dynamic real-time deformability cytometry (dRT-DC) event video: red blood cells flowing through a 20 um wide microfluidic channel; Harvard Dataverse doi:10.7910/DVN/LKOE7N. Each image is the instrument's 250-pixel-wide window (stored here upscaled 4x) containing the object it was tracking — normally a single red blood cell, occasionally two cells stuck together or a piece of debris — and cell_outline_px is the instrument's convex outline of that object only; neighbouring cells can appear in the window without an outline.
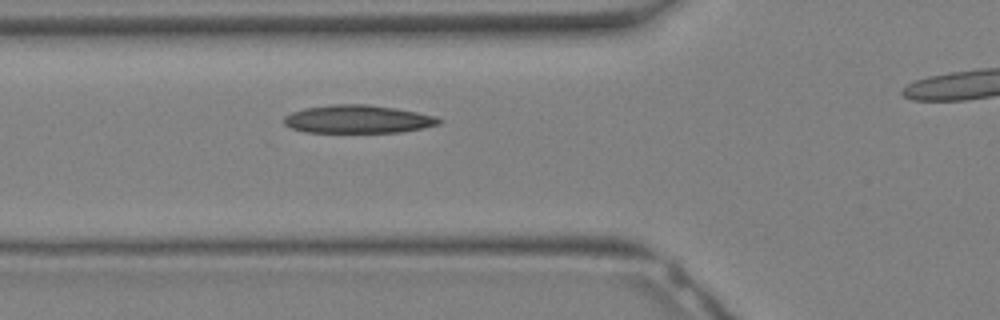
{"species": "Egyptian fruit bat (a non-hibernating species)", "species_latin": "Rousettus aegyptiacus", "temperature_condition": "warm", "stored_images_in_passage": 6, "camera_frame_rate_fps": 3000, "um_per_image_px": 0.085, "animal": {"sex": "female"}, "frame": {"image": 1, "passage_image": 2, "time_ms": 0.333, "image_size_px": [1000, 320], "cell_outline_px": [[444, 120], [440, 124], [424, 128], [400, 132], [304, 132], [292, 128], [284, 124], [284, 116], [292, 112], [304, 108], [332, 104], [368, 104], [396, 108], [436, 116]], "centroid_in_image_um": [30.44, 10.13], "position_along_channel_um": 95.4, "area_um2": 25.49}}
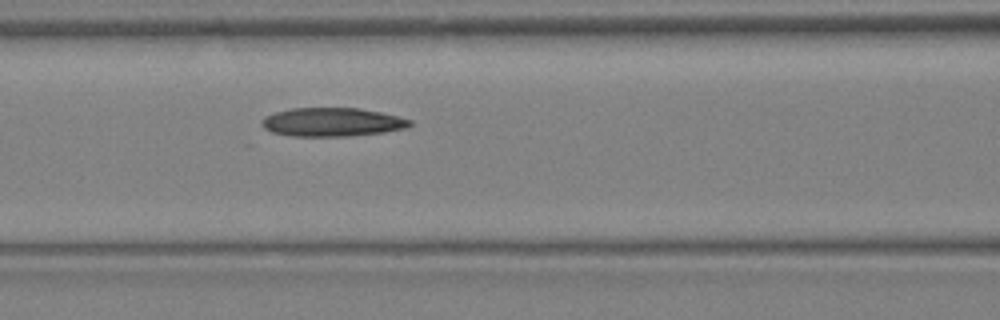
{"frame": {"image": 2, "passage_image": 4, "time_ms": 1.0, "image_size_px": [1000, 320], "cell_outline_px": [[412, 124], [408, 128], [384, 132], [348, 136], [292, 136], [272, 132], [264, 128], [260, 124], [260, 120], [264, 116], [276, 112], [292, 108], [360, 108], [380, 112], [412, 120]], "centroid_in_image_um": [28.22, 10.38], "position_along_channel_um": 138.4, "area_um2": 24.8}}
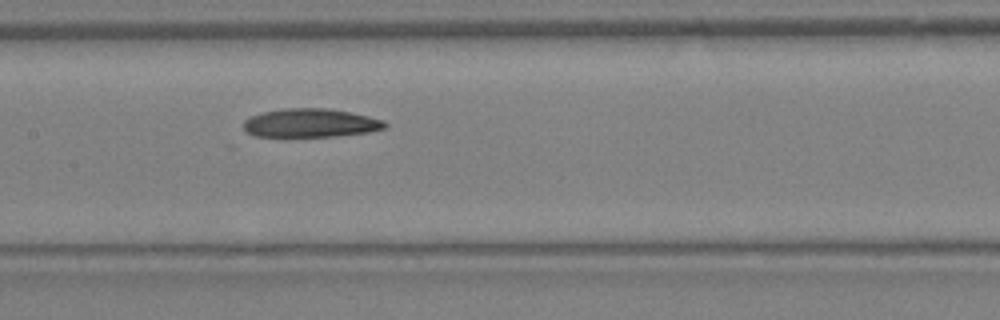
{"frame": {"image": 3, "passage_image": 6, "time_ms": 1.667, "image_size_px": [1000, 320], "cell_outline_px": [[388, 124], [384, 128], [368, 132], [336, 136], [256, 136], [248, 132], [244, 128], [244, 120], [252, 116], [264, 112], [284, 108], [328, 108], [368, 116], [384, 120]], "centroid_in_image_um": [26.42, 10.45], "position_along_channel_um": 181.0, "area_um2": 23.29}}